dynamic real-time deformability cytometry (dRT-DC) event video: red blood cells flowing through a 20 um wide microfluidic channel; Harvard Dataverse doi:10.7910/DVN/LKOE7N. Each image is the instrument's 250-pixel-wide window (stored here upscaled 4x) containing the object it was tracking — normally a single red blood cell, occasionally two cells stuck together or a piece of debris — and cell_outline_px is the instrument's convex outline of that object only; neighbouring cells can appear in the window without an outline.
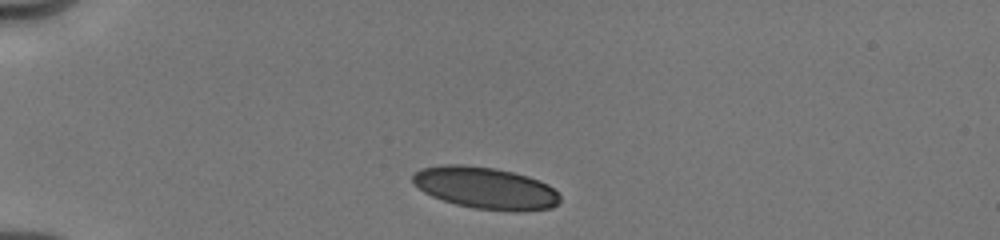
{"species": "human", "species_latin": "Homo sapiens", "temperature_condition": "cold", "stored_images_in_passage": 11, "camera_frame_rate_fps": 3000, "um_per_image_px": 0.085, "donor": {"sex": "male"}, "frame": {"image": 1, "passage_image": 1, "time_ms": 0.0, "image_size_px": [1000, 240], "cell_outline_px": [[560, 200], [552, 208], [520, 212], [516, 212], [472, 208], [456, 204], [432, 196], [424, 192], [412, 184], [412, 176], [420, 168], [444, 164], [460, 164], [496, 168], [528, 176], [548, 184], [560, 196]], "centroid_in_image_um": [41.25, 15.98], "position_along_channel_um": 43.8, "area_um2": 36.13}}
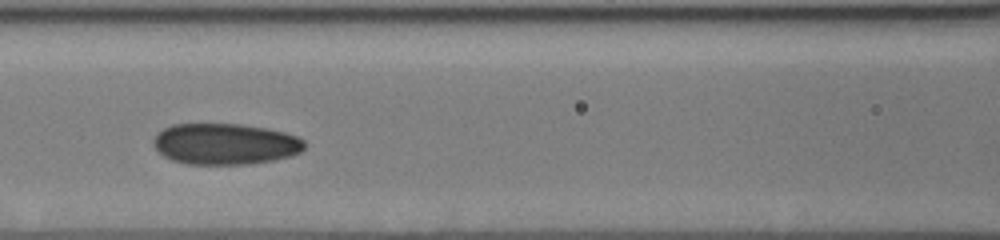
{"frame": {"image": 2, "passage_image": 7, "time_ms": 3.667, "image_size_px": [1000, 240], "cell_outline_px": [[304, 148], [300, 152], [288, 156], [272, 160], [248, 164], [188, 164], [172, 160], [164, 156], [152, 144], [152, 140], [164, 128], [172, 124], [240, 124], [268, 128], [284, 132], [296, 136], [304, 140]], "centroid_in_image_um": [19.13, 12.23], "position_along_channel_um": 147.5, "area_um2": 36.07}}
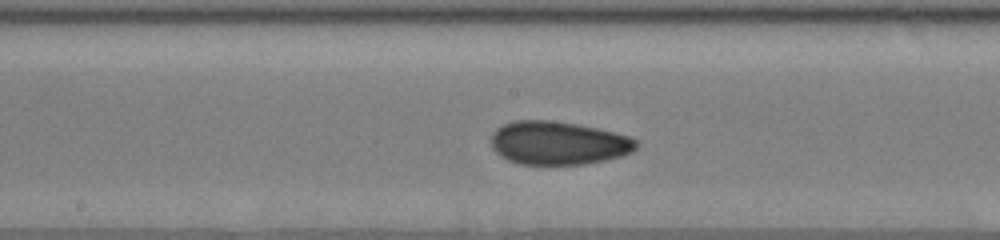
{"frame": {"image": 3, "passage_image": 10, "time_ms": 5.0, "image_size_px": [1000, 240], "cell_outline_px": [[640, 144], [632, 152], [620, 156], [604, 160], [584, 164], [520, 164], [508, 160], [500, 156], [492, 148], [492, 132], [496, 128], [512, 120], [552, 120], [576, 124], [596, 128], [628, 136], [640, 140]], "centroid_in_image_um": [47.45, 12.15], "position_along_channel_um": 200.8, "area_um2": 36.76}}